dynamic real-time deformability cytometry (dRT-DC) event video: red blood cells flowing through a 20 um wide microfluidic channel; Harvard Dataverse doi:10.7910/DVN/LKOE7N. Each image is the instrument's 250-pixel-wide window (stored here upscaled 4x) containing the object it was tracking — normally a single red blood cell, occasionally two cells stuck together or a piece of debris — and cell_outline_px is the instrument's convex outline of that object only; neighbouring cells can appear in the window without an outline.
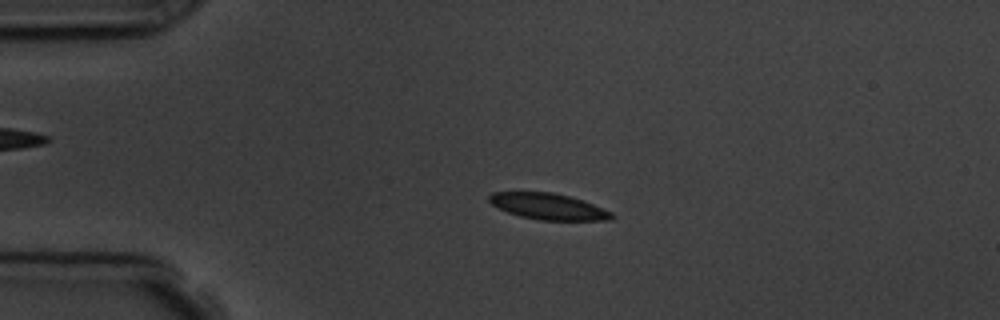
{"species": "common noctule bat (a hibernating species)", "species_latin": "Nyctalus noctula", "temperature_condition": "room temperature", "stored_images_in_passage": 4, "camera_frame_rate_fps": 3000, "um_per_image_px": 0.085, "animal": {"sex": "male", "body_mass_g": 19.5, "forearm_length_mm": 54.6}, "frame": {"image": 1, "passage_image": 3, "time_ms": 2.333, "image_size_px": [1000, 320], "cell_outline_px": [[616, 216], [608, 220], [540, 220], [520, 216], [508, 212], [492, 204], [488, 200], [488, 196], [492, 192], [552, 192], [584, 200], [612, 212]], "centroid_in_image_um": [46.62, 17.54], "position_along_channel_um": 38.4, "area_um2": 18.61}}